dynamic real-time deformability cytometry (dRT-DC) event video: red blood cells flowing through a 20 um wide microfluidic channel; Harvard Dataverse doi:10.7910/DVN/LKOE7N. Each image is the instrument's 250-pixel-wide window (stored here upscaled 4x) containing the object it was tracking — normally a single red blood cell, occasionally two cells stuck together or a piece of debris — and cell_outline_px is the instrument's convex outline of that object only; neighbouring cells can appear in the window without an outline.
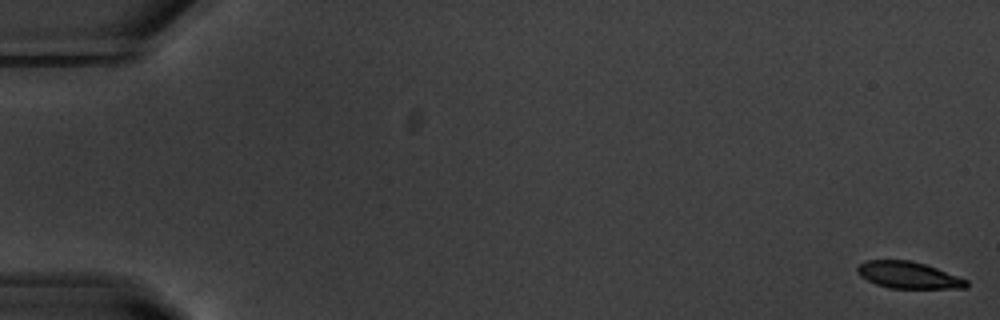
{"species": "common noctule bat (a hibernating species)", "species_latin": "Nyctalus noctula", "temperature_condition": "warm", "stored_images_in_passage": 56, "camera_frame_rate_fps": 3000, "um_per_image_px": 0.085, "animal": {"sex": "male", "body_mass_g": 20.1, "forearm_length_mm": 53.5}, "frame": {"image": 1, "passage_image": 1, "time_ms": 0.0, "image_size_px": [1000, 320], "cell_outline_px": [[968, 288], [888, 288], [876, 284], [860, 276], [856, 272], [856, 268], [864, 260], [912, 260], [936, 268], [968, 280]], "centroid_in_image_um": [77.19, 23.38], "position_along_channel_um": 7.8, "area_um2": 16.99}}
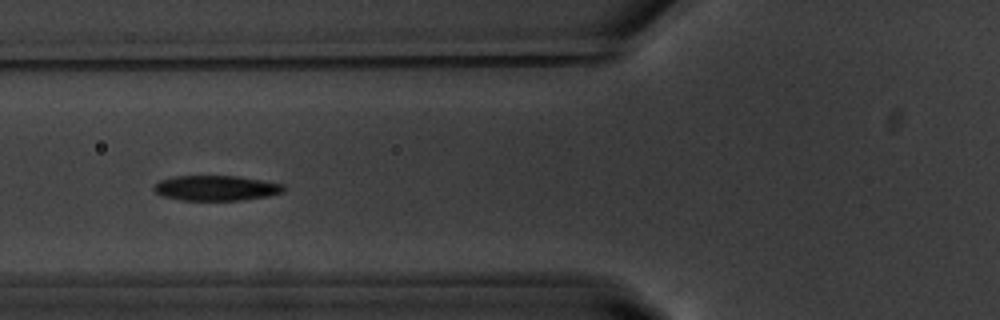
{"frame": {"image": 2, "passage_image": 22, "time_ms": 7.0, "image_size_px": [1000, 320], "cell_outline_px": [[288, 188], [284, 192], [268, 196], [244, 200], [180, 200], [164, 196], [156, 192], [152, 188], [160, 180], [172, 176], [240, 176], [284, 184]], "centroid_in_image_um": [18.42, 15.98], "position_along_channel_um": 107.4, "area_um2": 19.19}}
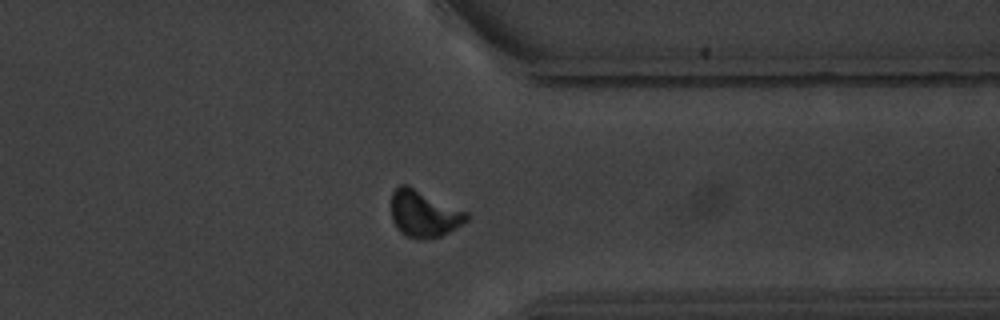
{"frame": {"image": 3, "passage_image": 44, "time_ms": 14.333, "image_size_px": [1000, 320], "cell_outline_px": [[468, 220], [456, 228], [440, 236], [424, 240], [420, 240], [404, 236], [396, 228], [392, 220], [392, 192], [400, 184], [408, 184], [468, 212]], "centroid_in_image_um": [36.02, 18.17], "position_along_channel_um": 375.4, "area_um2": 20.75}, "authors_computed_cell_mechanics": {"area_um2": 19.0162, "velocity_mm_per_s": 3.687, "shape_relaxation_time_tau1_ms": 2.5643, "shape_relaxation_time_tau2_ms": 2.4581, "deformation_change_tau1": 0.1337, "deformation_change_tau2": 0.0747}}